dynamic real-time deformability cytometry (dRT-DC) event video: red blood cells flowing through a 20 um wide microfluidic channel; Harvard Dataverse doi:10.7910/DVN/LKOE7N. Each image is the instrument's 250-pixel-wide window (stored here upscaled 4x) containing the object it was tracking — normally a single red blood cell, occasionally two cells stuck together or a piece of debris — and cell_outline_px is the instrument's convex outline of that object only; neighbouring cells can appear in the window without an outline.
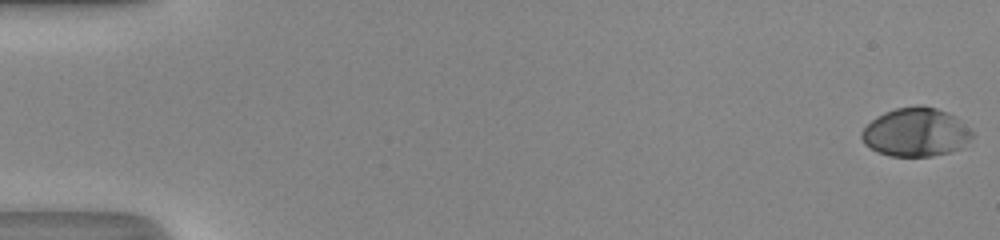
{"species": "human", "species_latin": "Homo sapiens", "temperature_condition": "room temperature", "stored_images_in_passage": 51, "camera_frame_rate_fps": 3000, "um_per_image_px": 0.085, "donor": {"sex": "male"}, "frame": {"image": 1, "passage_image": 1, "time_ms": 0.0, "image_size_px": [1000, 240], "cell_outline_px": [[976, 136], [960, 148], [948, 152], [932, 156], [892, 156], [880, 152], [864, 144], [860, 136], [860, 132], [876, 116], [884, 112], [896, 108], [916, 104], [920, 104], [936, 108], [948, 112], [956, 116]], "centroid_in_image_um": [77.85, 11.22], "position_along_channel_um": 7.1, "area_um2": 31.44}}
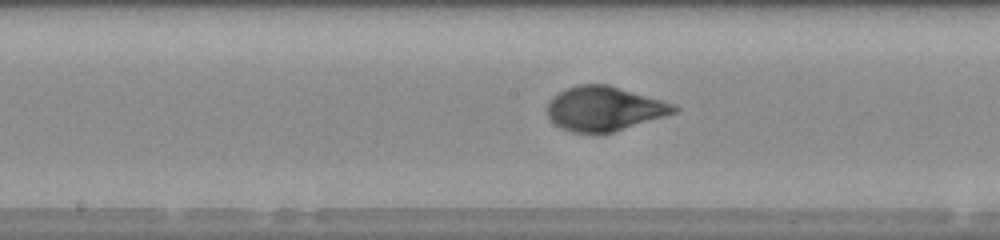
{"frame": {"image": 2, "passage_image": 28, "time_ms": 9.0, "image_size_px": [1000, 240], "cell_outline_px": [[680, 108], [676, 112], [664, 116], [612, 132], [596, 136], [592, 136], [572, 132], [560, 128], [548, 116], [548, 104], [552, 96], [568, 88], [580, 84], [608, 84], [676, 104]], "centroid_in_image_um": [51.36, 9.26], "position_along_channel_um": 196.8, "area_um2": 33.06}}
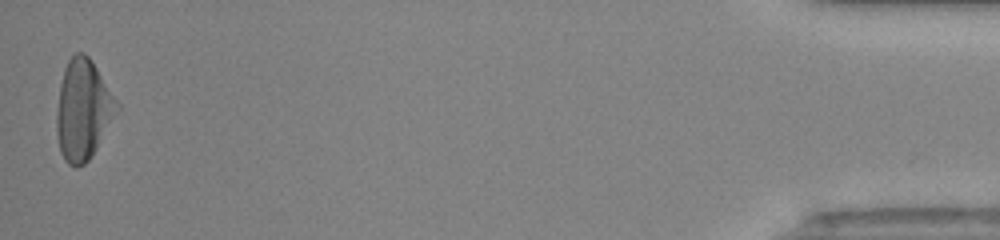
{"frame": {"image": 3, "passage_image": 51, "time_ms": 16.667, "image_size_px": [1000, 240], "cell_outline_px": [[120, 108], [92, 156], [84, 164], [76, 168], [68, 164], [64, 160], [60, 152], [56, 132], [56, 112], [60, 84], [64, 68], [68, 60], [76, 52], [84, 52], [88, 56], [120, 104]], "centroid_in_image_um": [7.05, 9.36], "position_along_channel_um": 428.2, "area_um2": 35.26}, "authors_computed_cell_mechanics": {"area_um2": 31.9056, "velocity_mm_per_s": 4.2126, "shape_relaxation_time_tau1_ms": 3.5233, "shape_relaxation_time_tau2_ms": null, "deformation_change_tau1": 0.1976, "deformation_change_tau2": null}}